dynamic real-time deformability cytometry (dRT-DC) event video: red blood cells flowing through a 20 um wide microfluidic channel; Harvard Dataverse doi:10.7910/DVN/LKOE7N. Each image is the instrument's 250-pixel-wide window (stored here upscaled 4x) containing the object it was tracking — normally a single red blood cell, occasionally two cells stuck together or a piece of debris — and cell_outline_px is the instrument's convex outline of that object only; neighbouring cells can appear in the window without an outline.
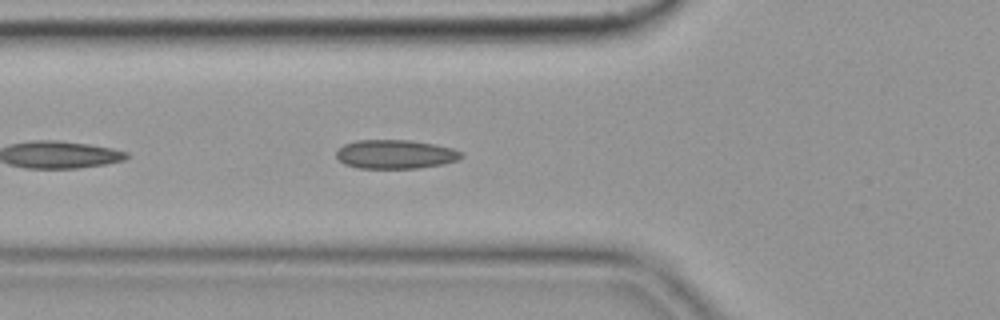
{"species": "common noctule bat (a hibernating species)", "species_latin": "Nyctalus noctula", "temperature_condition": "cold", "stored_images_in_passage": 15, "camera_frame_rate_fps": 3000, "um_per_image_px": 0.085, "animal": {"sex": "female", "body_mass_g": 19.9}, "frame": {"image": 1, "passage_image": 5, "time_ms": 1.333, "image_size_px": [1000, 320], "cell_outline_px": [[464, 156], [456, 160], [440, 164], [416, 168], [360, 168], [344, 164], [336, 156], [336, 152], [344, 144], [356, 140], [408, 140], [436, 144], [452, 148], [464, 152]], "centroid_in_image_um": [33.61, 13.1], "position_along_channel_um": 92.2, "area_um2": 20.98}}
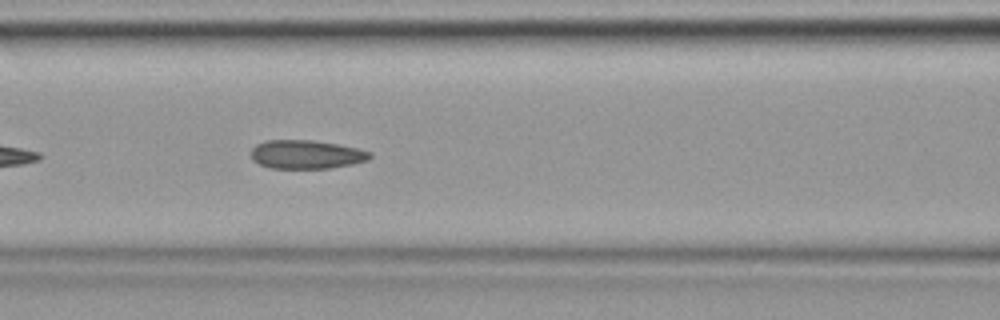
{"frame": {"image": 2, "passage_image": 9, "time_ms": 2.667, "image_size_px": [1000, 320], "cell_outline_px": [[372, 156], [368, 160], [352, 164], [328, 168], [272, 168], [260, 164], [252, 160], [252, 148], [256, 144], [264, 140], [312, 140], [360, 148], [372, 152]], "centroid_in_image_um": [26.05, 13.12], "position_along_channel_um": 140.5, "area_um2": 19.88}}